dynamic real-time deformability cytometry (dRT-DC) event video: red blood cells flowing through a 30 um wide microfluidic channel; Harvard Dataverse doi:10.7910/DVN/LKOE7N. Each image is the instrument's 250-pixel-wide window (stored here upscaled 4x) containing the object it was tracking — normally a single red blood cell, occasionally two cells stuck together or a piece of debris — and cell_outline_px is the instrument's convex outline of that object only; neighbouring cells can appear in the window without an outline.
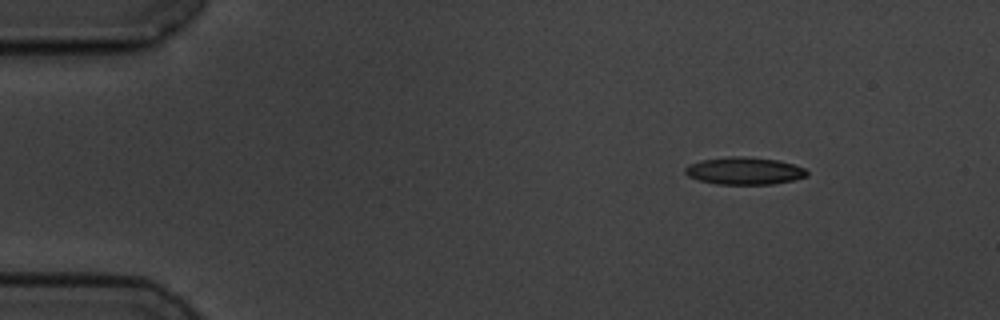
{"species": "common noctule bat (a hibernating species)", "species_latin": "Nyctalus noctula", "temperature_condition": "cold", "stored_images_in_passage": 51, "camera_frame_rate_fps": 3000, "um_per_image_px": 0.085, "animal": {"sex": "male", "body_mass_g": 19.5, "forearm_length_mm": 54.6}, "frame": {"image": 1, "passage_image": 1, "time_ms": 0.0, "image_size_px": [1000, 320], "cell_outline_px": [[808, 176], [792, 180], [772, 184], [716, 184], [700, 180], [688, 176], [684, 172], [684, 168], [688, 164], [700, 160], [728, 156], [744, 156], [780, 160], [804, 168], [808, 172]], "centroid_in_image_um": [63.24, 14.51], "position_along_channel_um": 21.8, "area_um2": 19.54}}
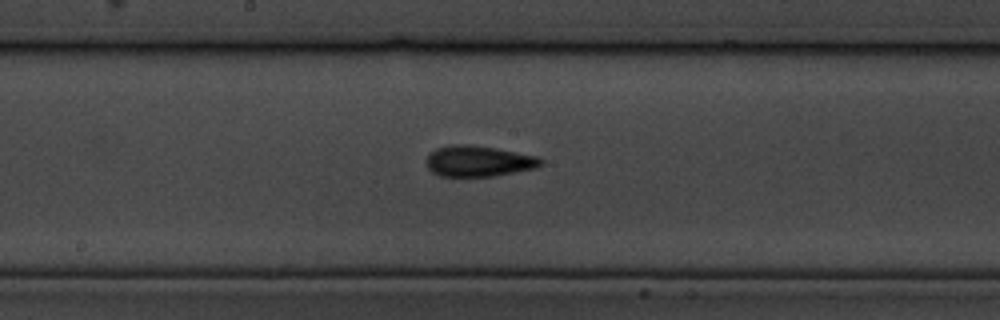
{"frame": {"image": 2, "passage_image": 24, "time_ms": 7.667, "image_size_px": [1000, 320], "cell_outline_px": [[544, 164], [536, 168], [492, 176], [440, 176], [432, 172], [428, 168], [428, 156], [436, 148], [452, 144], [472, 144], [496, 148], [540, 156], [544, 160]], "centroid_in_image_um": [40.74, 13.68], "position_along_channel_um": 207.5, "area_um2": 20.69}}
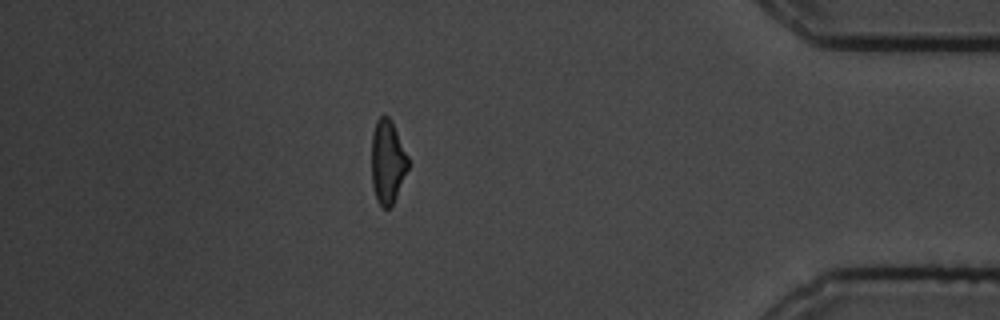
{"frame": {"image": 3, "passage_image": 44, "time_ms": 14.333, "image_size_px": [1000, 320], "cell_outline_px": [[408, 168], [396, 196], [392, 204], [388, 208], [384, 208], [376, 200], [372, 188], [372, 132], [376, 120], [380, 116], [388, 116], [392, 120], [408, 156]], "centroid_in_image_um": [32.93, 13.72], "position_along_channel_um": 402.3, "area_um2": 17.8}, "authors_computed_cell_mechanics": {"area_um2": 19.1896, "velocity_mm_per_s": 3.5018, "shape_relaxation_time_tau1_ms": 4.1146, "shape_relaxation_time_tau2_ms": 2.469, "deformation_change_tau1": 0.1325, "deformation_change_tau2": 0.1074}}